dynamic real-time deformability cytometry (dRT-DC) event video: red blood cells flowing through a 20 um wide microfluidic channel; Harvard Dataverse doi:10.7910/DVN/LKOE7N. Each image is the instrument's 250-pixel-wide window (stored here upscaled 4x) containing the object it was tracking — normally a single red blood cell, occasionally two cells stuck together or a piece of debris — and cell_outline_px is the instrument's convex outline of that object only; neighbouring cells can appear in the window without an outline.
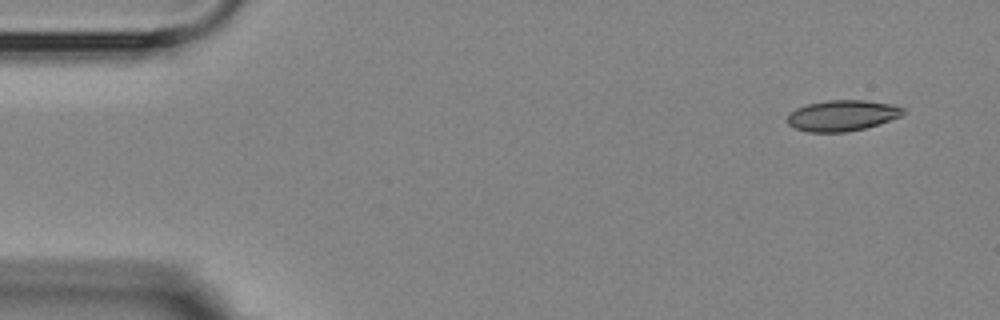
{"species": "Egyptian fruit bat (a non-hibernating species)", "species_latin": "Rousettus aegyptiacus", "temperature_condition": "room temperature", "stored_images_in_passage": 5, "camera_frame_rate_fps": 3000, "um_per_image_px": 0.085, "animal": {"sex": "female"}, "frame": {"image": 1, "passage_image": 1, "time_ms": 0.0, "image_size_px": [1000, 320], "cell_outline_px": [[904, 112], [900, 116], [864, 128], [844, 132], [808, 132], [796, 128], [788, 124], [784, 120], [788, 112], [796, 108], [808, 104], [828, 100], [864, 100], [892, 104], [904, 108]], "centroid_in_image_um": [71.51, 9.81], "position_along_channel_um": 13.5, "area_um2": 20.75}}
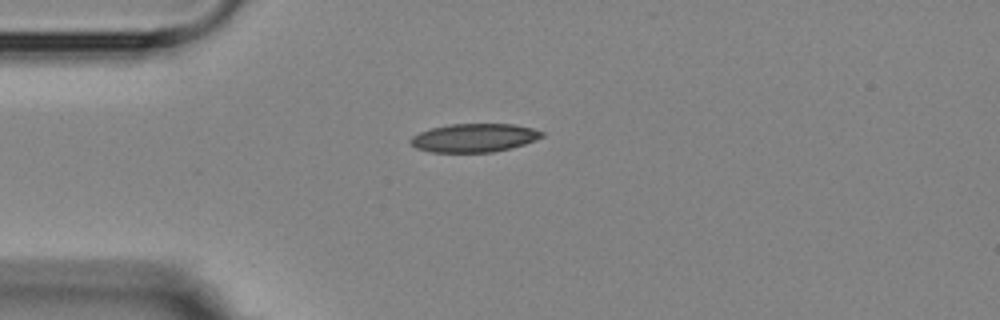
{"frame": {"image": 2, "passage_image": 4, "time_ms": 3.333, "image_size_px": [1000, 320], "cell_outline_px": [[544, 136], [536, 140], [524, 144], [492, 152], [432, 152], [416, 148], [408, 140], [412, 136], [420, 132], [432, 128], [448, 124], [512, 124], [532, 128], [544, 132]], "centroid_in_image_um": [40.3, 11.71], "position_along_channel_um": 44.7, "area_um2": 21.68}}